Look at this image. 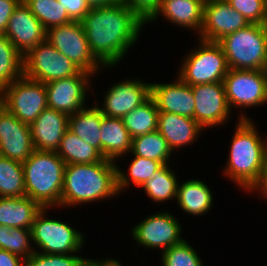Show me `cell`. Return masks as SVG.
<instances>
[{
  "label": "cell",
  "mask_w": 267,
  "mask_h": 266,
  "mask_svg": "<svg viewBox=\"0 0 267 266\" xmlns=\"http://www.w3.org/2000/svg\"><path fill=\"white\" fill-rule=\"evenodd\" d=\"M81 23L92 54L107 67L119 62L145 24L121 2L91 8Z\"/></svg>",
  "instance_id": "obj_1"
},
{
  "label": "cell",
  "mask_w": 267,
  "mask_h": 266,
  "mask_svg": "<svg viewBox=\"0 0 267 266\" xmlns=\"http://www.w3.org/2000/svg\"><path fill=\"white\" fill-rule=\"evenodd\" d=\"M116 165L106 158L93 164H66L60 205L93 202L120 193L131 182Z\"/></svg>",
  "instance_id": "obj_2"
},
{
  "label": "cell",
  "mask_w": 267,
  "mask_h": 266,
  "mask_svg": "<svg viewBox=\"0 0 267 266\" xmlns=\"http://www.w3.org/2000/svg\"><path fill=\"white\" fill-rule=\"evenodd\" d=\"M251 122L245 115H242L241 119L239 118L224 172L237 185L239 184L249 191L260 178L264 150L267 145V141H262Z\"/></svg>",
  "instance_id": "obj_3"
},
{
  "label": "cell",
  "mask_w": 267,
  "mask_h": 266,
  "mask_svg": "<svg viewBox=\"0 0 267 266\" xmlns=\"http://www.w3.org/2000/svg\"><path fill=\"white\" fill-rule=\"evenodd\" d=\"M22 165L25 196L46 210L60 205L66 164L57 152L34 150Z\"/></svg>",
  "instance_id": "obj_4"
},
{
  "label": "cell",
  "mask_w": 267,
  "mask_h": 266,
  "mask_svg": "<svg viewBox=\"0 0 267 266\" xmlns=\"http://www.w3.org/2000/svg\"><path fill=\"white\" fill-rule=\"evenodd\" d=\"M229 69L263 70L267 64V26L249 24L218 41Z\"/></svg>",
  "instance_id": "obj_5"
},
{
  "label": "cell",
  "mask_w": 267,
  "mask_h": 266,
  "mask_svg": "<svg viewBox=\"0 0 267 266\" xmlns=\"http://www.w3.org/2000/svg\"><path fill=\"white\" fill-rule=\"evenodd\" d=\"M201 46L187 55L179 77L189 86L223 82L229 67L218 42L200 40Z\"/></svg>",
  "instance_id": "obj_6"
},
{
  "label": "cell",
  "mask_w": 267,
  "mask_h": 266,
  "mask_svg": "<svg viewBox=\"0 0 267 266\" xmlns=\"http://www.w3.org/2000/svg\"><path fill=\"white\" fill-rule=\"evenodd\" d=\"M0 104L18 120L31 125L48 108L45 83L23 75L0 92Z\"/></svg>",
  "instance_id": "obj_7"
},
{
  "label": "cell",
  "mask_w": 267,
  "mask_h": 266,
  "mask_svg": "<svg viewBox=\"0 0 267 266\" xmlns=\"http://www.w3.org/2000/svg\"><path fill=\"white\" fill-rule=\"evenodd\" d=\"M80 71L79 67L47 40L39 43L23 56V75L42 83L71 77Z\"/></svg>",
  "instance_id": "obj_8"
},
{
  "label": "cell",
  "mask_w": 267,
  "mask_h": 266,
  "mask_svg": "<svg viewBox=\"0 0 267 266\" xmlns=\"http://www.w3.org/2000/svg\"><path fill=\"white\" fill-rule=\"evenodd\" d=\"M46 40L81 70L95 74L101 64L92 54L81 21L53 26L46 30Z\"/></svg>",
  "instance_id": "obj_9"
},
{
  "label": "cell",
  "mask_w": 267,
  "mask_h": 266,
  "mask_svg": "<svg viewBox=\"0 0 267 266\" xmlns=\"http://www.w3.org/2000/svg\"><path fill=\"white\" fill-rule=\"evenodd\" d=\"M45 211L42 208L31 227V241L43 250L40 253L73 254L80 251L84 242L82 233L62 221L44 218Z\"/></svg>",
  "instance_id": "obj_10"
},
{
  "label": "cell",
  "mask_w": 267,
  "mask_h": 266,
  "mask_svg": "<svg viewBox=\"0 0 267 266\" xmlns=\"http://www.w3.org/2000/svg\"><path fill=\"white\" fill-rule=\"evenodd\" d=\"M226 100L231 106L249 107L267 103L263 70L229 69L223 80Z\"/></svg>",
  "instance_id": "obj_11"
},
{
  "label": "cell",
  "mask_w": 267,
  "mask_h": 266,
  "mask_svg": "<svg viewBox=\"0 0 267 266\" xmlns=\"http://www.w3.org/2000/svg\"><path fill=\"white\" fill-rule=\"evenodd\" d=\"M249 24L226 0H205L200 40L218 42L225 35L243 29Z\"/></svg>",
  "instance_id": "obj_12"
},
{
  "label": "cell",
  "mask_w": 267,
  "mask_h": 266,
  "mask_svg": "<svg viewBox=\"0 0 267 266\" xmlns=\"http://www.w3.org/2000/svg\"><path fill=\"white\" fill-rule=\"evenodd\" d=\"M132 235L140 245L149 248H164L163 251L183 241L180 238L179 222L168 212L148 216L133 228Z\"/></svg>",
  "instance_id": "obj_13"
},
{
  "label": "cell",
  "mask_w": 267,
  "mask_h": 266,
  "mask_svg": "<svg viewBox=\"0 0 267 266\" xmlns=\"http://www.w3.org/2000/svg\"><path fill=\"white\" fill-rule=\"evenodd\" d=\"M91 73L81 70L77 75L45 83L48 108L72 115L84 108L85 93Z\"/></svg>",
  "instance_id": "obj_14"
},
{
  "label": "cell",
  "mask_w": 267,
  "mask_h": 266,
  "mask_svg": "<svg viewBox=\"0 0 267 266\" xmlns=\"http://www.w3.org/2000/svg\"><path fill=\"white\" fill-rule=\"evenodd\" d=\"M195 100L194 120L202 127L222 124L229 118L223 82L192 86Z\"/></svg>",
  "instance_id": "obj_15"
},
{
  "label": "cell",
  "mask_w": 267,
  "mask_h": 266,
  "mask_svg": "<svg viewBox=\"0 0 267 266\" xmlns=\"http://www.w3.org/2000/svg\"><path fill=\"white\" fill-rule=\"evenodd\" d=\"M34 150L30 125L0 104V155L23 163Z\"/></svg>",
  "instance_id": "obj_16"
},
{
  "label": "cell",
  "mask_w": 267,
  "mask_h": 266,
  "mask_svg": "<svg viewBox=\"0 0 267 266\" xmlns=\"http://www.w3.org/2000/svg\"><path fill=\"white\" fill-rule=\"evenodd\" d=\"M4 35L24 56L29 50L46 40V29L21 1L9 18Z\"/></svg>",
  "instance_id": "obj_17"
},
{
  "label": "cell",
  "mask_w": 267,
  "mask_h": 266,
  "mask_svg": "<svg viewBox=\"0 0 267 266\" xmlns=\"http://www.w3.org/2000/svg\"><path fill=\"white\" fill-rule=\"evenodd\" d=\"M151 97V84L139 80L123 81L108 90L102 114L108 117L123 118Z\"/></svg>",
  "instance_id": "obj_18"
},
{
  "label": "cell",
  "mask_w": 267,
  "mask_h": 266,
  "mask_svg": "<svg viewBox=\"0 0 267 266\" xmlns=\"http://www.w3.org/2000/svg\"><path fill=\"white\" fill-rule=\"evenodd\" d=\"M151 98L159 112L173 113L194 119L195 100L192 86L180 78L167 84L151 83Z\"/></svg>",
  "instance_id": "obj_19"
},
{
  "label": "cell",
  "mask_w": 267,
  "mask_h": 266,
  "mask_svg": "<svg viewBox=\"0 0 267 266\" xmlns=\"http://www.w3.org/2000/svg\"><path fill=\"white\" fill-rule=\"evenodd\" d=\"M69 115L46 108L30 125L35 150L56 152L69 129Z\"/></svg>",
  "instance_id": "obj_20"
},
{
  "label": "cell",
  "mask_w": 267,
  "mask_h": 266,
  "mask_svg": "<svg viewBox=\"0 0 267 266\" xmlns=\"http://www.w3.org/2000/svg\"><path fill=\"white\" fill-rule=\"evenodd\" d=\"M157 130L173 151L175 148L192 143L202 131V127L193 118L159 112Z\"/></svg>",
  "instance_id": "obj_21"
},
{
  "label": "cell",
  "mask_w": 267,
  "mask_h": 266,
  "mask_svg": "<svg viewBox=\"0 0 267 266\" xmlns=\"http://www.w3.org/2000/svg\"><path fill=\"white\" fill-rule=\"evenodd\" d=\"M42 207L27 196L0 197V225L31 229Z\"/></svg>",
  "instance_id": "obj_22"
},
{
  "label": "cell",
  "mask_w": 267,
  "mask_h": 266,
  "mask_svg": "<svg viewBox=\"0 0 267 266\" xmlns=\"http://www.w3.org/2000/svg\"><path fill=\"white\" fill-rule=\"evenodd\" d=\"M205 0H162L157 14L150 20L155 21L160 13L172 23L201 31L203 5Z\"/></svg>",
  "instance_id": "obj_23"
},
{
  "label": "cell",
  "mask_w": 267,
  "mask_h": 266,
  "mask_svg": "<svg viewBox=\"0 0 267 266\" xmlns=\"http://www.w3.org/2000/svg\"><path fill=\"white\" fill-rule=\"evenodd\" d=\"M101 154L113 160L131 151L132 138L122 118L104 116L101 121Z\"/></svg>",
  "instance_id": "obj_24"
},
{
  "label": "cell",
  "mask_w": 267,
  "mask_h": 266,
  "mask_svg": "<svg viewBox=\"0 0 267 266\" xmlns=\"http://www.w3.org/2000/svg\"><path fill=\"white\" fill-rule=\"evenodd\" d=\"M104 115L98 106L83 108L69 115V130L101 153V121Z\"/></svg>",
  "instance_id": "obj_25"
},
{
  "label": "cell",
  "mask_w": 267,
  "mask_h": 266,
  "mask_svg": "<svg viewBox=\"0 0 267 266\" xmlns=\"http://www.w3.org/2000/svg\"><path fill=\"white\" fill-rule=\"evenodd\" d=\"M212 194L210 188L200 180H189L178 185L177 201L186 213L202 215L208 212L212 206Z\"/></svg>",
  "instance_id": "obj_26"
},
{
  "label": "cell",
  "mask_w": 267,
  "mask_h": 266,
  "mask_svg": "<svg viewBox=\"0 0 267 266\" xmlns=\"http://www.w3.org/2000/svg\"><path fill=\"white\" fill-rule=\"evenodd\" d=\"M56 152L65 164H93L104 159L96 148L80 139L69 129L63 135Z\"/></svg>",
  "instance_id": "obj_27"
},
{
  "label": "cell",
  "mask_w": 267,
  "mask_h": 266,
  "mask_svg": "<svg viewBox=\"0 0 267 266\" xmlns=\"http://www.w3.org/2000/svg\"><path fill=\"white\" fill-rule=\"evenodd\" d=\"M158 113L156 103L150 97L141 106L126 114L122 120L131 138L156 131Z\"/></svg>",
  "instance_id": "obj_28"
},
{
  "label": "cell",
  "mask_w": 267,
  "mask_h": 266,
  "mask_svg": "<svg viewBox=\"0 0 267 266\" xmlns=\"http://www.w3.org/2000/svg\"><path fill=\"white\" fill-rule=\"evenodd\" d=\"M23 76V55L0 34V92Z\"/></svg>",
  "instance_id": "obj_29"
},
{
  "label": "cell",
  "mask_w": 267,
  "mask_h": 266,
  "mask_svg": "<svg viewBox=\"0 0 267 266\" xmlns=\"http://www.w3.org/2000/svg\"><path fill=\"white\" fill-rule=\"evenodd\" d=\"M130 152L134 153V156H141L167 164L172 150L168 146L167 140L156 130L134 137Z\"/></svg>",
  "instance_id": "obj_30"
},
{
  "label": "cell",
  "mask_w": 267,
  "mask_h": 266,
  "mask_svg": "<svg viewBox=\"0 0 267 266\" xmlns=\"http://www.w3.org/2000/svg\"><path fill=\"white\" fill-rule=\"evenodd\" d=\"M23 196L25 179L22 163L0 155V197Z\"/></svg>",
  "instance_id": "obj_31"
},
{
  "label": "cell",
  "mask_w": 267,
  "mask_h": 266,
  "mask_svg": "<svg viewBox=\"0 0 267 266\" xmlns=\"http://www.w3.org/2000/svg\"><path fill=\"white\" fill-rule=\"evenodd\" d=\"M178 185L175 174L168 167V164H163L140 187L144 188L148 197L156 202H162L177 197Z\"/></svg>",
  "instance_id": "obj_32"
},
{
  "label": "cell",
  "mask_w": 267,
  "mask_h": 266,
  "mask_svg": "<svg viewBox=\"0 0 267 266\" xmlns=\"http://www.w3.org/2000/svg\"><path fill=\"white\" fill-rule=\"evenodd\" d=\"M47 30L73 21L58 0H22Z\"/></svg>",
  "instance_id": "obj_33"
},
{
  "label": "cell",
  "mask_w": 267,
  "mask_h": 266,
  "mask_svg": "<svg viewBox=\"0 0 267 266\" xmlns=\"http://www.w3.org/2000/svg\"><path fill=\"white\" fill-rule=\"evenodd\" d=\"M31 229L10 228L0 225V249L26 259L35 250L30 247Z\"/></svg>",
  "instance_id": "obj_34"
},
{
  "label": "cell",
  "mask_w": 267,
  "mask_h": 266,
  "mask_svg": "<svg viewBox=\"0 0 267 266\" xmlns=\"http://www.w3.org/2000/svg\"><path fill=\"white\" fill-rule=\"evenodd\" d=\"M163 266H203L197 252L186 240L162 253Z\"/></svg>",
  "instance_id": "obj_35"
},
{
  "label": "cell",
  "mask_w": 267,
  "mask_h": 266,
  "mask_svg": "<svg viewBox=\"0 0 267 266\" xmlns=\"http://www.w3.org/2000/svg\"><path fill=\"white\" fill-rule=\"evenodd\" d=\"M87 259L70 254L35 252L24 259V266H84Z\"/></svg>",
  "instance_id": "obj_36"
},
{
  "label": "cell",
  "mask_w": 267,
  "mask_h": 266,
  "mask_svg": "<svg viewBox=\"0 0 267 266\" xmlns=\"http://www.w3.org/2000/svg\"><path fill=\"white\" fill-rule=\"evenodd\" d=\"M159 161L146 159L141 156H135L134 160L129 165V174L134 185L141 186L145 181L162 166Z\"/></svg>",
  "instance_id": "obj_37"
},
{
  "label": "cell",
  "mask_w": 267,
  "mask_h": 266,
  "mask_svg": "<svg viewBox=\"0 0 267 266\" xmlns=\"http://www.w3.org/2000/svg\"><path fill=\"white\" fill-rule=\"evenodd\" d=\"M250 24H264V0H226Z\"/></svg>",
  "instance_id": "obj_38"
},
{
  "label": "cell",
  "mask_w": 267,
  "mask_h": 266,
  "mask_svg": "<svg viewBox=\"0 0 267 266\" xmlns=\"http://www.w3.org/2000/svg\"><path fill=\"white\" fill-rule=\"evenodd\" d=\"M162 0H121L145 24L157 14Z\"/></svg>",
  "instance_id": "obj_39"
},
{
  "label": "cell",
  "mask_w": 267,
  "mask_h": 266,
  "mask_svg": "<svg viewBox=\"0 0 267 266\" xmlns=\"http://www.w3.org/2000/svg\"><path fill=\"white\" fill-rule=\"evenodd\" d=\"M73 21H81L90 10L86 0H58Z\"/></svg>",
  "instance_id": "obj_40"
},
{
  "label": "cell",
  "mask_w": 267,
  "mask_h": 266,
  "mask_svg": "<svg viewBox=\"0 0 267 266\" xmlns=\"http://www.w3.org/2000/svg\"><path fill=\"white\" fill-rule=\"evenodd\" d=\"M22 0H0V34H4L14 9Z\"/></svg>",
  "instance_id": "obj_41"
},
{
  "label": "cell",
  "mask_w": 267,
  "mask_h": 266,
  "mask_svg": "<svg viewBox=\"0 0 267 266\" xmlns=\"http://www.w3.org/2000/svg\"><path fill=\"white\" fill-rule=\"evenodd\" d=\"M261 189V193L263 196L266 198L267 197V145L264 150V156H263V167H262V172L260 175V178L257 182V184L251 189Z\"/></svg>",
  "instance_id": "obj_42"
},
{
  "label": "cell",
  "mask_w": 267,
  "mask_h": 266,
  "mask_svg": "<svg viewBox=\"0 0 267 266\" xmlns=\"http://www.w3.org/2000/svg\"><path fill=\"white\" fill-rule=\"evenodd\" d=\"M21 259L18 255L0 249V266H24V261Z\"/></svg>",
  "instance_id": "obj_43"
},
{
  "label": "cell",
  "mask_w": 267,
  "mask_h": 266,
  "mask_svg": "<svg viewBox=\"0 0 267 266\" xmlns=\"http://www.w3.org/2000/svg\"><path fill=\"white\" fill-rule=\"evenodd\" d=\"M119 2H121V0H86V3L90 9L104 7V6H111Z\"/></svg>",
  "instance_id": "obj_44"
},
{
  "label": "cell",
  "mask_w": 267,
  "mask_h": 266,
  "mask_svg": "<svg viewBox=\"0 0 267 266\" xmlns=\"http://www.w3.org/2000/svg\"><path fill=\"white\" fill-rule=\"evenodd\" d=\"M118 260H114V259H108V260H104V261H93L90 259L86 260V265L87 266H122Z\"/></svg>",
  "instance_id": "obj_45"
},
{
  "label": "cell",
  "mask_w": 267,
  "mask_h": 266,
  "mask_svg": "<svg viewBox=\"0 0 267 266\" xmlns=\"http://www.w3.org/2000/svg\"><path fill=\"white\" fill-rule=\"evenodd\" d=\"M264 24L267 26V0H264Z\"/></svg>",
  "instance_id": "obj_46"
},
{
  "label": "cell",
  "mask_w": 267,
  "mask_h": 266,
  "mask_svg": "<svg viewBox=\"0 0 267 266\" xmlns=\"http://www.w3.org/2000/svg\"><path fill=\"white\" fill-rule=\"evenodd\" d=\"M263 72L265 75V80H266V90H267V64L265 65V67L263 68Z\"/></svg>",
  "instance_id": "obj_47"
}]
</instances>
